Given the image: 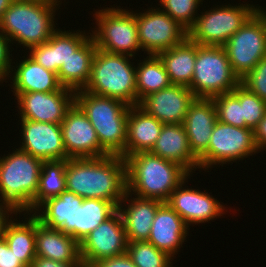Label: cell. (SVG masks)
Masks as SVG:
<instances>
[{
    "mask_svg": "<svg viewBox=\"0 0 266 267\" xmlns=\"http://www.w3.org/2000/svg\"><path fill=\"white\" fill-rule=\"evenodd\" d=\"M66 190L83 199H101L117 206L127 192L126 162L117 155L65 160Z\"/></svg>",
    "mask_w": 266,
    "mask_h": 267,
    "instance_id": "6da1fadb",
    "label": "cell"
},
{
    "mask_svg": "<svg viewBox=\"0 0 266 267\" xmlns=\"http://www.w3.org/2000/svg\"><path fill=\"white\" fill-rule=\"evenodd\" d=\"M125 162L127 191L140 198L166 202L173 190L191 176L182 165L151 152L127 156Z\"/></svg>",
    "mask_w": 266,
    "mask_h": 267,
    "instance_id": "7a4b0ae2",
    "label": "cell"
},
{
    "mask_svg": "<svg viewBox=\"0 0 266 267\" xmlns=\"http://www.w3.org/2000/svg\"><path fill=\"white\" fill-rule=\"evenodd\" d=\"M75 103L95 129L102 150L107 155H117L125 159L130 106L123 101L85 90L75 92Z\"/></svg>",
    "mask_w": 266,
    "mask_h": 267,
    "instance_id": "3957f363",
    "label": "cell"
},
{
    "mask_svg": "<svg viewBox=\"0 0 266 267\" xmlns=\"http://www.w3.org/2000/svg\"><path fill=\"white\" fill-rule=\"evenodd\" d=\"M59 5L56 0H14L0 19V31L10 43L15 41L27 50L45 43L56 30L54 17Z\"/></svg>",
    "mask_w": 266,
    "mask_h": 267,
    "instance_id": "277c9868",
    "label": "cell"
},
{
    "mask_svg": "<svg viewBox=\"0 0 266 267\" xmlns=\"http://www.w3.org/2000/svg\"><path fill=\"white\" fill-rule=\"evenodd\" d=\"M0 157V204L22 212L33 213V199L39 186L43 161L20 150Z\"/></svg>",
    "mask_w": 266,
    "mask_h": 267,
    "instance_id": "5b68a950",
    "label": "cell"
},
{
    "mask_svg": "<svg viewBox=\"0 0 266 267\" xmlns=\"http://www.w3.org/2000/svg\"><path fill=\"white\" fill-rule=\"evenodd\" d=\"M129 58L132 59L97 49L90 78L83 90L123 101L129 106L137 105L136 67Z\"/></svg>",
    "mask_w": 266,
    "mask_h": 267,
    "instance_id": "8992f818",
    "label": "cell"
},
{
    "mask_svg": "<svg viewBox=\"0 0 266 267\" xmlns=\"http://www.w3.org/2000/svg\"><path fill=\"white\" fill-rule=\"evenodd\" d=\"M240 79L234 73L224 47L197 44L194 74L189 89L196 98L212 99L231 93Z\"/></svg>",
    "mask_w": 266,
    "mask_h": 267,
    "instance_id": "52a82bcc",
    "label": "cell"
},
{
    "mask_svg": "<svg viewBox=\"0 0 266 267\" xmlns=\"http://www.w3.org/2000/svg\"><path fill=\"white\" fill-rule=\"evenodd\" d=\"M119 7L98 10L93 14L96 20L95 30L91 36L97 49L135 57L141 49L138 28L134 13Z\"/></svg>",
    "mask_w": 266,
    "mask_h": 267,
    "instance_id": "ba28073f",
    "label": "cell"
},
{
    "mask_svg": "<svg viewBox=\"0 0 266 267\" xmlns=\"http://www.w3.org/2000/svg\"><path fill=\"white\" fill-rule=\"evenodd\" d=\"M217 5L198 14L188 30V38L199 45L221 46L260 8L256 5ZM256 6V7H255ZM258 7V8H257Z\"/></svg>",
    "mask_w": 266,
    "mask_h": 267,
    "instance_id": "9c48e42d",
    "label": "cell"
},
{
    "mask_svg": "<svg viewBox=\"0 0 266 267\" xmlns=\"http://www.w3.org/2000/svg\"><path fill=\"white\" fill-rule=\"evenodd\" d=\"M223 47L234 73L241 80L266 57L265 9L260 7Z\"/></svg>",
    "mask_w": 266,
    "mask_h": 267,
    "instance_id": "30bf717a",
    "label": "cell"
},
{
    "mask_svg": "<svg viewBox=\"0 0 266 267\" xmlns=\"http://www.w3.org/2000/svg\"><path fill=\"white\" fill-rule=\"evenodd\" d=\"M257 152L259 150L255 144L253 129L235 127L217 120L208 149L198 158L199 169L205 168L206 171L217 164L220 167L241 161Z\"/></svg>",
    "mask_w": 266,
    "mask_h": 267,
    "instance_id": "8fae6325",
    "label": "cell"
},
{
    "mask_svg": "<svg viewBox=\"0 0 266 267\" xmlns=\"http://www.w3.org/2000/svg\"><path fill=\"white\" fill-rule=\"evenodd\" d=\"M147 9L142 13L132 11L136 19L141 49L147 55H157L188 38V30L161 11L160 7Z\"/></svg>",
    "mask_w": 266,
    "mask_h": 267,
    "instance_id": "7c38bea8",
    "label": "cell"
},
{
    "mask_svg": "<svg viewBox=\"0 0 266 267\" xmlns=\"http://www.w3.org/2000/svg\"><path fill=\"white\" fill-rule=\"evenodd\" d=\"M80 257L84 266L126 253L128 240L120 212L92 230L80 242Z\"/></svg>",
    "mask_w": 266,
    "mask_h": 267,
    "instance_id": "4fadbf2b",
    "label": "cell"
},
{
    "mask_svg": "<svg viewBox=\"0 0 266 267\" xmlns=\"http://www.w3.org/2000/svg\"><path fill=\"white\" fill-rule=\"evenodd\" d=\"M20 120L61 124L75 102V92L61 87L53 92L15 93Z\"/></svg>",
    "mask_w": 266,
    "mask_h": 267,
    "instance_id": "5bb4252c",
    "label": "cell"
},
{
    "mask_svg": "<svg viewBox=\"0 0 266 267\" xmlns=\"http://www.w3.org/2000/svg\"><path fill=\"white\" fill-rule=\"evenodd\" d=\"M60 127L69 158H98L107 155L88 117L75 102L66 111Z\"/></svg>",
    "mask_w": 266,
    "mask_h": 267,
    "instance_id": "9a60e30c",
    "label": "cell"
},
{
    "mask_svg": "<svg viewBox=\"0 0 266 267\" xmlns=\"http://www.w3.org/2000/svg\"><path fill=\"white\" fill-rule=\"evenodd\" d=\"M19 149L42 161L67 160L60 124L21 120Z\"/></svg>",
    "mask_w": 266,
    "mask_h": 267,
    "instance_id": "2e32d148",
    "label": "cell"
},
{
    "mask_svg": "<svg viewBox=\"0 0 266 267\" xmlns=\"http://www.w3.org/2000/svg\"><path fill=\"white\" fill-rule=\"evenodd\" d=\"M187 180L188 178L173 190L166 203L178 213L188 227L191 224L216 220L225 213L223 204L208 192L186 188L184 184L188 183Z\"/></svg>",
    "mask_w": 266,
    "mask_h": 267,
    "instance_id": "e0dca14e",
    "label": "cell"
},
{
    "mask_svg": "<svg viewBox=\"0 0 266 267\" xmlns=\"http://www.w3.org/2000/svg\"><path fill=\"white\" fill-rule=\"evenodd\" d=\"M195 98L188 87L171 84L146 96L139 106L163 124H183Z\"/></svg>",
    "mask_w": 266,
    "mask_h": 267,
    "instance_id": "ac0fdd59",
    "label": "cell"
},
{
    "mask_svg": "<svg viewBox=\"0 0 266 267\" xmlns=\"http://www.w3.org/2000/svg\"><path fill=\"white\" fill-rule=\"evenodd\" d=\"M77 31L56 28L48 41L29 49V56L45 69L58 74L62 64L91 36L89 32L86 35L85 30Z\"/></svg>",
    "mask_w": 266,
    "mask_h": 267,
    "instance_id": "d6986e66",
    "label": "cell"
},
{
    "mask_svg": "<svg viewBox=\"0 0 266 267\" xmlns=\"http://www.w3.org/2000/svg\"><path fill=\"white\" fill-rule=\"evenodd\" d=\"M132 197V194L127 191L118 205L127 240L128 242L147 241L157 209L164 202L138 196ZM124 202L129 203L126 206Z\"/></svg>",
    "mask_w": 266,
    "mask_h": 267,
    "instance_id": "ffe728a7",
    "label": "cell"
},
{
    "mask_svg": "<svg viewBox=\"0 0 266 267\" xmlns=\"http://www.w3.org/2000/svg\"><path fill=\"white\" fill-rule=\"evenodd\" d=\"M189 229L178 213L164 202L157 209L147 241L173 258L186 240Z\"/></svg>",
    "mask_w": 266,
    "mask_h": 267,
    "instance_id": "44dd1931",
    "label": "cell"
},
{
    "mask_svg": "<svg viewBox=\"0 0 266 267\" xmlns=\"http://www.w3.org/2000/svg\"><path fill=\"white\" fill-rule=\"evenodd\" d=\"M217 122V112L212 99L195 98L190 104L183 126L192 153L199 158L207 149L213 128Z\"/></svg>",
    "mask_w": 266,
    "mask_h": 267,
    "instance_id": "7402d4cb",
    "label": "cell"
},
{
    "mask_svg": "<svg viewBox=\"0 0 266 267\" xmlns=\"http://www.w3.org/2000/svg\"><path fill=\"white\" fill-rule=\"evenodd\" d=\"M36 256L58 262H82L80 244L69 234L43 225L35 216Z\"/></svg>",
    "mask_w": 266,
    "mask_h": 267,
    "instance_id": "603a6c76",
    "label": "cell"
},
{
    "mask_svg": "<svg viewBox=\"0 0 266 267\" xmlns=\"http://www.w3.org/2000/svg\"><path fill=\"white\" fill-rule=\"evenodd\" d=\"M150 152L182 165L191 175L193 171L199 169V159L190 149L183 124H164Z\"/></svg>",
    "mask_w": 266,
    "mask_h": 267,
    "instance_id": "cb8c5ba5",
    "label": "cell"
},
{
    "mask_svg": "<svg viewBox=\"0 0 266 267\" xmlns=\"http://www.w3.org/2000/svg\"><path fill=\"white\" fill-rule=\"evenodd\" d=\"M22 57H24V59L22 61H19L20 63H17L16 67L15 65L11 66L12 68L9 76L8 78H6V80H12L11 89L14 90H12L13 93H48L57 91L62 87L58 81L56 73L45 69L29 55L28 57L27 55L26 57Z\"/></svg>",
    "mask_w": 266,
    "mask_h": 267,
    "instance_id": "d4e9b609",
    "label": "cell"
},
{
    "mask_svg": "<svg viewBox=\"0 0 266 267\" xmlns=\"http://www.w3.org/2000/svg\"><path fill=\"white\" fill-rule=\"evenodd\" d=\"M163 125L139 105L130 106L127 118L126 157L139 152H150Z\"/></svg>",
    "mask_w": 266,
    "mask_h": 267,
    "instance_id": "484cf974",
    "label": "cell"
},
{
    "mask_svg": "<svg viewBox=\"0 0 266 267\" xmlns=\"http://www.w3.org/2000/svg\"><path fill=\"white\" fill-rule=\"evenodd\" d=\"M83 200L75 193L65 190L59 196L43 202L33 214L43 225L72 236V219Z\"/></svg>",
    "mask_w": 266,
    "mask_h": 267,
    "instance_id": "4316f807",
    "label": "cell"
},
{
    "mask_svg": "<svg viewBox=\"0 0 266 267\" xmlns=\"http://www.w3.org/2000/svg\"><path fill=\"white\" fill-rule=\"evenodd\" d=\"M96 51L95 40L90 36L58 70L57 77L62 87L74 92L86 87Z\"/></svg>",
    "mask_w": 266,
    "mask_h": 267,
    "instance_id": "83f0119b",
    "label": "cell"
},
{
    "mask_svg": "<svg viewBox=\"0 0 266 267\" xmlns=\"http://www.w3.org/2000/svg\"><path fill=\"white\" fill-rule=\"evenodd\" d=\"M197 54V43L187 38L183 43L159 52L157 56L162 61L172 84L188 87L194 74Z\"/></svg>",
    "mask_w": 266,
    "mask_h": 267,
    "instance_id": "f1b7e54d",
    "label": "cell"
},
{
    "mask_svg": "<svg viewBox=\"0 0 266 267\" xmlns=\"http://www.w3.org/2000/svg\"><path fill=\"white\" fill-rule=\"evenodd\" d=\"M25 219L27 220H22V223L17 218L11 219L6 225L3 238L16 256L27 267H31L36 257L35 215L27 213Z\"/></svg>",
    "mask_w": 266,
    "mask_h": 267,
    "instance_id": "f546056e",
    "label": "cell"
},
{
    "mask_svg": "<svg viewBox=\"0 0 266 267\" xmlns=\"http://www.w3.org/2000/svg\"><path fill=\"white\" fill-rule=\"evenodd\" d=\"M118 206L101 199H84L72 219V237L80 242L92 230L111 217Z\"/></svg>",
    "mask_w": 266,
    "mask_h": 267,
    "instance_id": "4dcf8cb0",
    "label": "cell"
},
{
    "mask_svg": "<svg viewBox=\"0 0 266 267\" xmlns=\"http://www.w3.org/2000/svg\"><path fill=\"white\" fill-rule=\"evenodd\" d=\"M172 83L157 55L140 60L136 67L137 105L148 95L165 89Z\"/></svg>",
    "mask_w": 266,
    "mask_h": 267,
    "instance_id": "1f68e13d",
    "label": "cell"
},
{
    "mask_svg": "<svg viewBox=\"0 0 266 267\" xmlns=\"http://www.w3.org/2000/svg\"><path fill=\"white\" fill-rule=\"evenodd\" d=\"M66 190L65 160L43 161L33 212L46 200Z\"/></svg>",
    "mask_w": 266,
    "mask_h": 267,
    "instance_id": "d6a6232c",
    "label": "cell"
},
{
    "mask_svg": "<svg viewBox=\"0 0 266 267\" xmlns=\"http://www.w3.org/2000/svg\"><path fill=\"white\" fill-rule=\"evenodd\" d=\"M126 253L136 267H173L174 259L148 241L128 242Z\"/></svg>",
    "mask_w": 266,
    "mask_h": 267,
    "instance_id": "836d02e7",
    "label": "cell"
},
{
    "mask_svg": "<svg viewBox=\"0 0 266 267\" xmlns=\"http://www.w3.org/2000/svg\"><path fill=\"white\" fill-rule=\"evenodd\" d=\"M242 104L245 128L255 129L266 114V102L241 84L231 92Z\"/></svg>",
    "mask_w": 266,
    "mask_h": 267,
    "instance_id": "e575fe53",
    "label": "cell"
},
{
    "mask_svg": "<svg viewBox=\"0 0 266 267\" xmlns=\"http://www.w3.org/2000/svg\"><path fill=\"white\" fill-rule=\"evenodd\" d=\"M204 0H159L161 11L189 30L196 21L198 8ZM161 4V5H160ZM163 6V7H162ZM165 9V10H164Z\"/></svg>",
    "mask_w": 266,
    "mask_h": 267,
    "instance_id": "d590c367",
    "label": "cell"
},
{
    "mask_svg": "<svg viewBox=\"0 0 266 267\" xmlns=\"http://www.w3.org/2000/svg\"><path fill=\"white\" fill-rule=\"evenodd\" d=\"M212 100L216 108L218 121L235 127L245 128L242 104L232 93L221 94L212 98Z\"/></svg>",
    "mask_w": 266,
    "mask_h": 267,
    "instance_id": "8d00e7d4",
    "label": "cell"
},
{
    "mask_svg": "<svg viewBox=\"0 0 266 267\" xmlns=\"http://www.w3.org/2000/svg\"><path fill=\"white\" fill-rule=\"evenodd\" d=\"M240 84L266 102V57L240 80Z\"/></svg>",
    "mask_w": 266,
    "mask_h": 267,
    "instance_id": "74e56055",
    "label": "cell"
},
{
    "mask_svg": "<svg viewBox=\"0 0 266 267\" xmlns=\"http://www.w3.org/2000/svg\"><path fill=\"white\" fill-rule=\"evenodd\" d=\"M9 44H11L9 39L5 36L3 32L0 31V82L1 83H3V81L6 80V78H8L10 70L12 68L11 64H13L12 59H10L12 57V54H10V52H12L13 50H11L10 48V46L12 45Z\"/></svg>",
    "mask_w": 266,
    "mask_h": 267,
    "instance_id": "f35d334b",
    "label": "cell"
},
{
    "mask_svg": "<svg viewBox=\"0 0 266 267\" xmlns=\"http://www.w3.org/2000/svg\"><path fill=\"white\" fill-rule=\"evenodd\" d=\"M0 267H27L8 247L4 238L0 240Z\"/></svg>",
    "mask_w": 266,
    "mask_h": 267,
    "instance_id": "ab89813d",
    "label": "cell"
},
{
    "mask_svg": "<svg viewBox=\"0 0 266 267\" xmlns=\"http://www.w3.org/2000/svg\"><path fill=\"white\" fill-rule=\"evenodd\" d=\"M91 267H136L127 253L100 260Z\"/></svg>",
    "mask_w": 266,
    "mask_h": 267,
    "instance_id": "60d3db41",
    "label": "cell"
},
{
    "mask_svg": "<svg viewBox=\"0 0 266 267\" xmlns=\"http://www.w3.org/2000/svg\"><path fill=\"white\" fill-rule=\"evenodd\" d=\"M82 262H58L41 256H36L31 267H81Z\"/></svg>",
    "mask_w": 266,
    "mask_h": 267,
    "instance_id": "b9f144b4",
    "label": "cell"
},
{
    "mask_svg": "<svg viewBox=\"0 0 266 267\" xmlns=\"http://www.w3.org/2000/svg\"><path fill=\"white\" fill-rule=\"evenodd\" d=\"M254 139L259 151L266 149V114L254 129Z\"/></svg>",
    "mask_w": 266,
    "mask_h": 267,
    "instance_id": "7bdbcfd3",
    "label": "cell"
},
{
    "mask_svg": "<svg viewBox=\"0 0 266 267\" xmlns=\"http://www.w3.org/2000/svg\"><path fill=\"white\" fill-rule=\"evenodd\" d=\"M12 213L13 215H18V212L15 209L0 204V240L4 237V231L7 223L11 220V218L13 219V217L11 216ZM9 216H11L10 219Z\"/></svg>",
    "mask_w": 266,
    "mask_h": 267,
    "instance_id": "ee69618b",
    "label": "cell"
},
{
    "mask_svg": "<svg viewBox=\"0 0 266 267\" xmlns=\"http://www.w3.org/2000/svg\"><path fill=\"white\" fill-rule=\"evenodd\" d=\"M14 0H0V19Z\"/></svg>",
    "mask_w": 266,
    "mask_h": 267,
    "instance_id": "f6af8a7d",
    "label": "cell"
},
{
    "mask_svg": "<svg viewBox=\"0 0 266 267\" xmlns=\"http://www.w3.org/2000/svg\"><path fill=\"white\" fill-rule=\"evenodd\" d=\"M16 1L39 2V1H42V0H16Z\"/></svg>",
    "mask_w": 266,
    "mask_h": 267,
    "instance_id": "bcb514c9",
    "label": "cell"
}]
</instances>
